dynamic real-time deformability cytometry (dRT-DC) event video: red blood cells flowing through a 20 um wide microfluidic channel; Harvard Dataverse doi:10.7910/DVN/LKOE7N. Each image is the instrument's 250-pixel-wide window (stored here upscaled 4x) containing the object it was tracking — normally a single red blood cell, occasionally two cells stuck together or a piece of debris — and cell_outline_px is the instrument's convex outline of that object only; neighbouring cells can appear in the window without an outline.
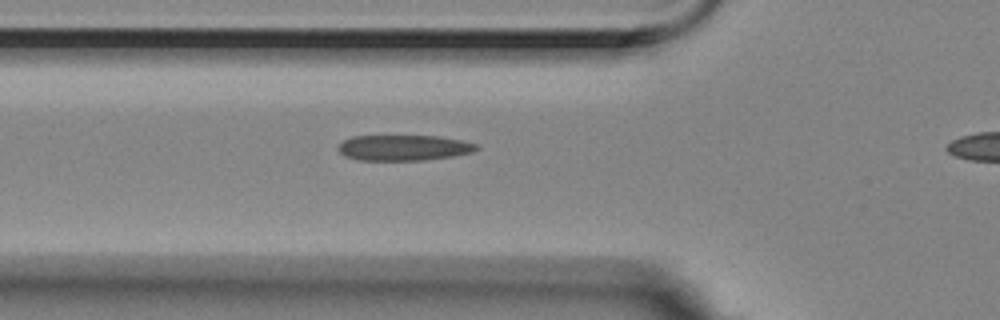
{"species": "Egyptian fruit bat (a non-hibernating species)", "species_latin": "Rousettus aegyptiacus", "temperature_condition": "room temperature", "stored_images_in_passage": 4, "camera_frame_rate_fps": 3000, "um_per_image_px": 0.085, "animal": {"sex": "female"}, "frame": {"image": 1, "passage_image": 4, "time_ms": 1.0, "image_size_px": [1000, 320], "cell_outline_px": [[480, 148], [472, 152], [452, 156], [424, 160], [360, 160], [344, 156], [340, 152], [340, 144], [344, 140], [352, 136], [440, 136], [460, 140], [476, 144]], "centroid_in_image_um": [34.33, 12.56], "position_along_channel_um": 91.5, "area_um2": 20.46}}